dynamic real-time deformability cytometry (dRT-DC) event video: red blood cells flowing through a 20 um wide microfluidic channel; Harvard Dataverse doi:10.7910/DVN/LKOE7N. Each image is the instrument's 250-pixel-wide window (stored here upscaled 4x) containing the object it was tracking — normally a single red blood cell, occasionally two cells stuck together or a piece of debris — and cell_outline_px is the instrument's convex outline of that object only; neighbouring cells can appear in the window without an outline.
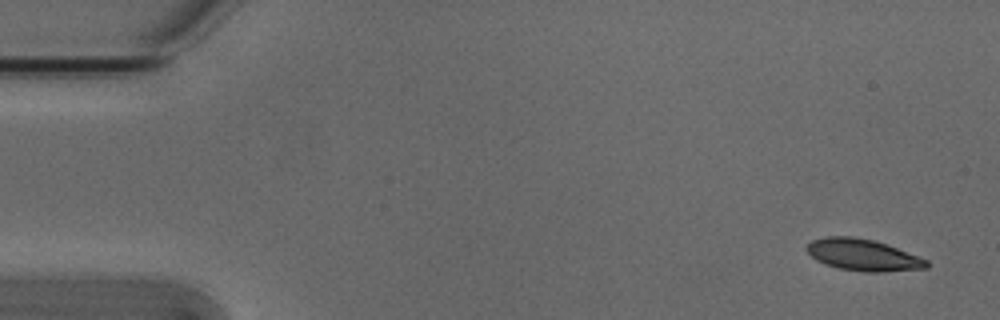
{"species": "Egyptian fruit bat (a non-hibernating species)", "species_latin": "Rousettus aegyptiacus", "temperature_condition": "cold", "stored_images_in_passage": 5, "segment_of_instrument_passage": [1, 2], "camera_frame_rate_fps": 3000, "um_per_image_px": 0.085, "animal": {"sex": "male"}, "frame": {"image": 1, "passage_image": 1, "time_ms": 0.0, "image_size_px": [1000, 320], "cell_outline_px": [[928, 268], [884, 272], [868, 272], [840, 268], [824, 264], [816, 260], [804, 248], [812, 240], [824, 236], [852, 236], [872, 240], [896, 248], [928, 260]], "centroid_in_image_um": [73.32, 21.67], "position_along_channel_um": 11.7, "area_um2": 21.91}}